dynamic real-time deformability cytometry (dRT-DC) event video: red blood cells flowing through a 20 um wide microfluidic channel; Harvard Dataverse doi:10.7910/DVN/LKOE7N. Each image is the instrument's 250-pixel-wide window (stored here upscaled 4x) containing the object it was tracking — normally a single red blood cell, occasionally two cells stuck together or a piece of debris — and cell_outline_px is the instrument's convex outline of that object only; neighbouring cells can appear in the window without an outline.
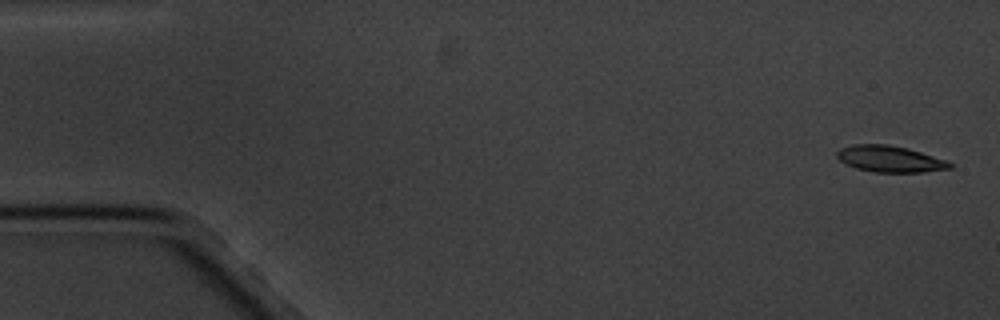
{"species": "common noctule bat (a hibernating species)", "species_latin": "Nyctalus noctula", "temperature_condition": "cold", "stored_images_in_passage": 5, "camera_frame_rate_fps": 3000, "um_per_image_px": 0.085, "animal": {"sex": "male", "body_mass_g": 20.1, "forearm_length_mm": 53.5}, "frame": {"image": 1, "passage_image": 1, "time_ms": 0.0, "image_size_px": [1000, 320], "cell_outline_px": [[952, 168], [924, 172], [876, 172], [856, 168], [844, 164], [836, 156], [836, 152], [840, 148], [852, 144], [888, 144], [908, 148], [948, 160], [952, 164]], "centroid_in_image_um": [75.64, 13.5], "position_along_channel_um": 9.4, "area_um2": 17.51}}
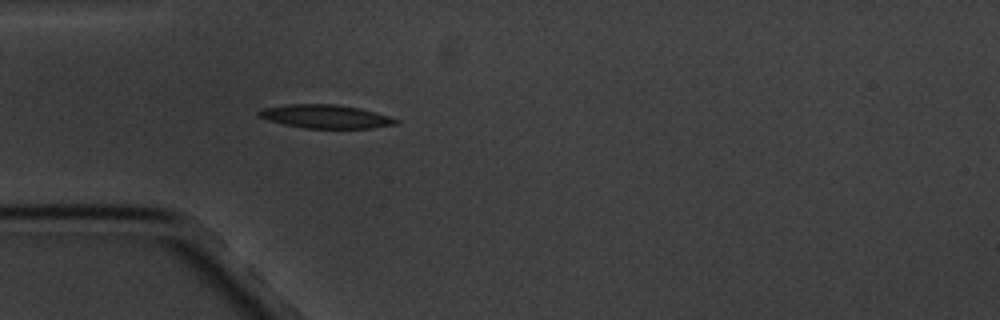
{"frame": {"image": 2, "passage_image": 5, "time_ms": 5.0, "image_size_px": [1000, 320], "cell_outline_px": [[400, 120], [396, 124], [372, 128], [304, 128], [284, 124], [268, 120], [256, 116], [256, 112], [260, 108], [288, 104], [336, 104], [360, 108], [376, 112]], "centroid_in_image_um": [27.63, 9.89], "position_along_channel_um": 57.4, "area_um2": 18.9}}